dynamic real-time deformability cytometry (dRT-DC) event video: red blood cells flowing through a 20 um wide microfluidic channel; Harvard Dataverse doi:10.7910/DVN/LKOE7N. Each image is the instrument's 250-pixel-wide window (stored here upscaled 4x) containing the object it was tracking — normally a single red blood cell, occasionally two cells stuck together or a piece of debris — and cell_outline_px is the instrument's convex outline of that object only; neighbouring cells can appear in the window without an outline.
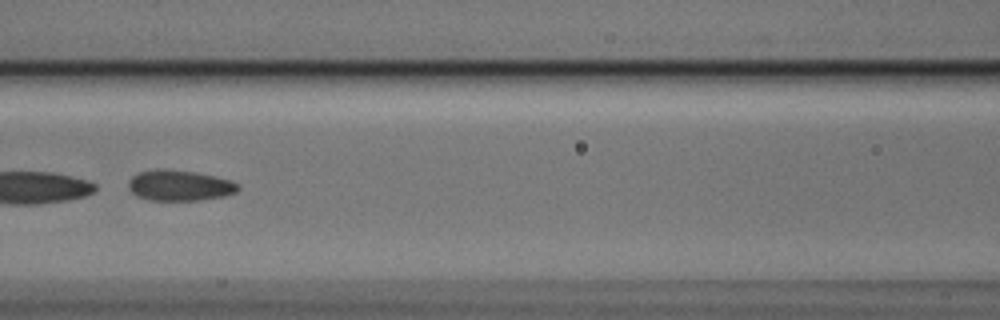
{"species": "Egyptian fruit bat (a non-hibernating species)", "species_latin": "Rousettus aegyptiacus", "temperature_condition": "cold", "stored_images_in_passage": 5, "camera_frame_rate_fps": 3000, "um_per_image_px": 0.085, "animal": {"sex": "male"}, "frame": {"image": 1, "passage_image": 3, "time_ms": 0.667, "image_size_px": [1000, 320], "cell_outline_px": [[240, 188], [236, 192], [224, 196], [200, 200], [148, 200], [136, 196], [128, 188], [128, 180], [132, 176], [140, 172], [160, 168], [164, 168], [196, 172], [216, 176], [232, 180], [240, 184]], "centroid_in_image_um": [15.27, 15.75], "position_along_channel_um": 151.3, "area_um2": 19.88}}
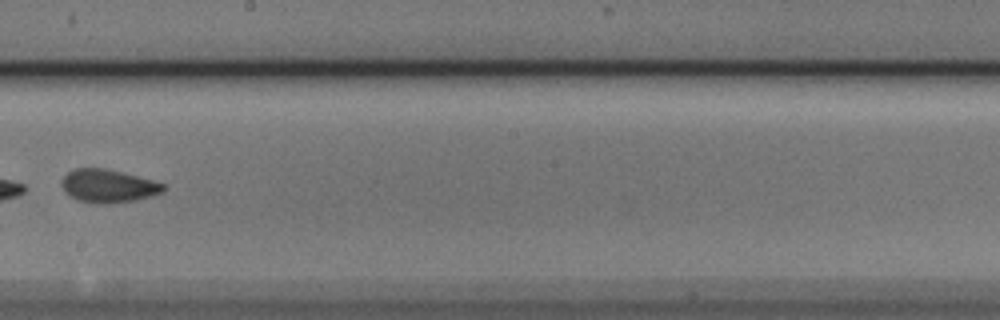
{"frame": {"image": 2, "passage_image": 5, "time_ms": 1.333, "image_size_px": [1000, 320], "cell_outline_px": [[164, 192], [152, 196], [136, 200], [112, 204], [96, 204], [80, 200], [64, 192], [60, 184], [60, 180], [72, 168], [104, 168], [152, 180], [164, 184]], "centroid_in_image_um": [9.17, 15.82], "position_along_channel_um": 239.0, "area_um2": 19.71}}